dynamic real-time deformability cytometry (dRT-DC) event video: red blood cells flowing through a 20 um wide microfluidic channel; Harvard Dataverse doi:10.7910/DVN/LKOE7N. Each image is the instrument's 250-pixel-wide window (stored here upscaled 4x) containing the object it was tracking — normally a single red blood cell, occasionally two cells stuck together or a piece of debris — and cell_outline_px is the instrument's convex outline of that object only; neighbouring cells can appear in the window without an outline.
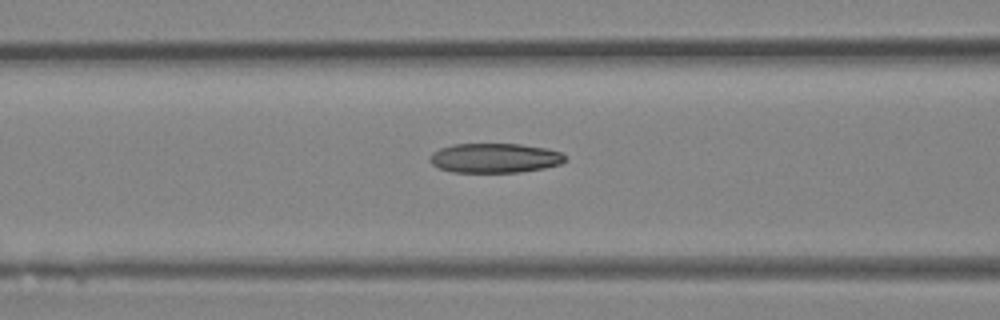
{"species": "Egyptian fruit bat (a non-hibernating species)", "species_latin": "Rousettus aegyptiacus", "temperature_condition": "room temperature", "stored_images_in_passage": 30, "camera_frame_rate_fps": 3000, "um_per_image_px": 0.085, "animal": {"sex": "female"}, "frame": {"image": 1, "passage_image": 15, "time_ms": 4.667, "image_size_px": [1000, 320], "cell_outline_px": [[568, 160], [560, 164], [544, 168], [520, 172], [452, 172], [440, 168], [432, 164], [428, 160], [432, 152], [440, 148], [452, 144], [520, 144], [548, 148], [560, 152], [568, 156]], "centroid_in_image_um": [42.08, 13.43], "position_along_channel_um": 124.5, "area_um2": 23.52}}
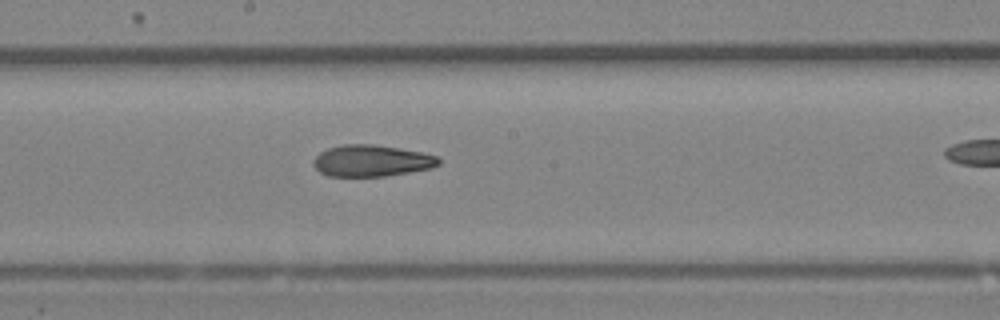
{"frame": {"image": 2, "passage_image": 20, "time_ms": 6.333, "image_size_px": [1000, 320], "cell_outline_px": [[440, 164], [432, 168], [384, 176], [328, 176], [320, 172], [312, 164], [312, 160], [320, 152], [328, 148], [344, 144], [372, 144], [400, 148], [420, 152], [436, 156], [440, 160]], "centroid_in_image_um": [31.56, 13.66], "position_along_channel_um": 216.6, "area_um2": 22.95}}
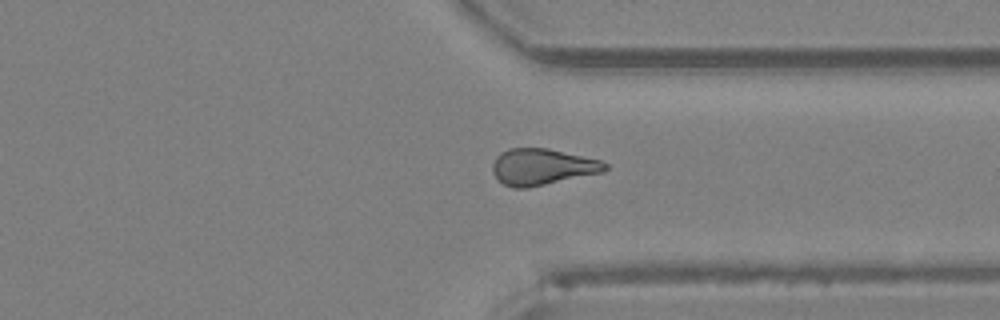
{"frame": {"image": 3, "passage_image": 28, "time_ms": 9.0, "image_size_px": [1000, 320], "cell_outline_px": [[608, 168], [604, 172], [528, 188], [512, 188], [504, 184], [492, 172], [492, 164], [496, 156], [500, 152], [508, 148], [548, 148], [600, 160], [608, 164]], "centroid_in_image_um": [46.08, 14.18], "position_along_channel_um": 365.3, "area_um2": 23.93}}